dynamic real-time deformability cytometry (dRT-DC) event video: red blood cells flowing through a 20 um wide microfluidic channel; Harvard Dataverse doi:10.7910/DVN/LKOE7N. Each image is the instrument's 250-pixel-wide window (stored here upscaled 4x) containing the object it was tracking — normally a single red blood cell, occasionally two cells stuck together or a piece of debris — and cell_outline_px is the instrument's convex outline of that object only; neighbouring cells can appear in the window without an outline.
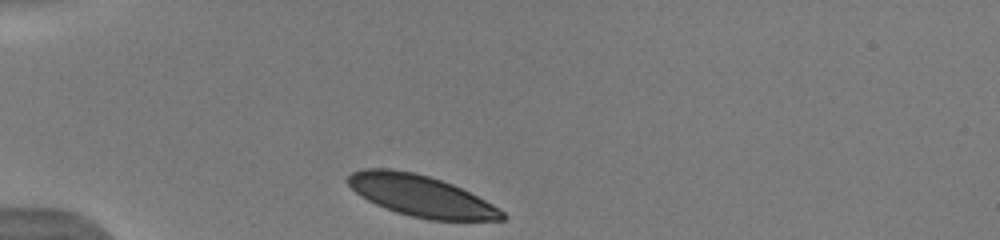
{"species": "human", "species_latin": "Homo sapiens", "temperature_condition": "warm", "stored_images_in_passage": 29, "camera_frame_rate_fps": 3000, "um_per_image_px": 0.085, "donor": {"sex": "male"}, "frame": {"image": 1, "passage_image": 1, "time_ms": 0.0, "image_size_px": [1000, 240], "cell_outline_px": [[504, 220], [428, 220], [396, 212], [376, 204], [360, 196], [344, 180], [352, 172], [364, 168], [392, 168], [412, 172], [428, 176], [452, 184], [500, 208], [504, 212]], "centroid_in_image_um": [35.74, 16.64], "position_along_channel_um": 49.3, "area_um2": 36.82}}
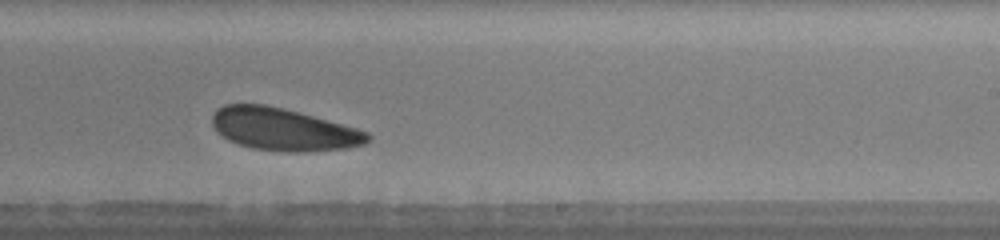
{"frame": {"image": 2, "passage_image": 17, "time_ms": 6.333, "image_size_px": [1000, 240], "cell_outline_px": [[372, 140], [364, 144], [348, 148], [308, 152], [288, 152], [252, 148], [236, 144], [228, 140], [216, 132], [212, 124], [212, 116], [216, 108], [224, 104], [264, 104], [284, 108], [328, 120], [356, 128], [368, 132], [372, 136]], "centroid_in_image_um": [24.08, 11.0], "position_along_channel_um": 264.9, "area_um2": 38.78}, "authors_computed_cell_mechanics": {"area_um2": 38.7838, "velocity_mm_per_s": 3.8723, "shape_relaxation_time_tau1_ms": 1.709, "shape_relaxation_time_tau2_ms": null, "deformation_change_tau1": 0.0528, "deformation_change_tau2": null}}